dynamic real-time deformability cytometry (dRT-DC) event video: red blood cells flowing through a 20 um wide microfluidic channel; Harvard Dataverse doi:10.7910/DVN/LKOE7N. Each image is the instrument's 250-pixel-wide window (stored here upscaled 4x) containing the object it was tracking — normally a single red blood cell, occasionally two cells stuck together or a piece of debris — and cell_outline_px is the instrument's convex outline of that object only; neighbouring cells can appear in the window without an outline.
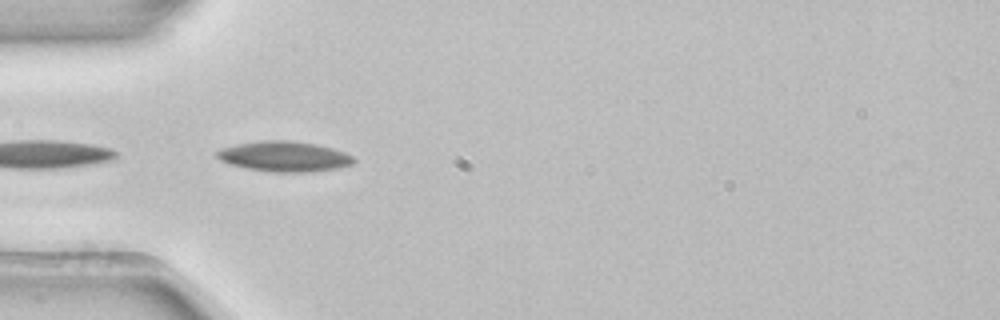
{"species": "common noctule bat (a hibernating species)", "species_latin": "Nyctalus noctula", "temperature_condition": "room temperature", "stored_images_in_passage": 6, "camera_frame_rate_fps": 3000, "um_per_image_px": 0.085, "animal": {"sex": "female", "body_mass_g": 22.7, "forearm_length_mm": 54.2}, "frame": {"image": 1, "passage_image": 5, "time_ms": 1.333, "image_size_px": [1000, 320], "cell_outline_px": [[356, 160], [352, 164], [336, 168], [304, 172], [272, 172], [248, 168], [232, 164], [220, 160], [216, 156], [216, 152], [220, 148], [236, 144], [264, 140], [288, 140], [316, 144], [332, 148], [344, 152], [352, 156]], "centroid_in_image_um": [24.15, 13.29], "position_along_channel_um": 60.9, "area_um2": 23.93}}